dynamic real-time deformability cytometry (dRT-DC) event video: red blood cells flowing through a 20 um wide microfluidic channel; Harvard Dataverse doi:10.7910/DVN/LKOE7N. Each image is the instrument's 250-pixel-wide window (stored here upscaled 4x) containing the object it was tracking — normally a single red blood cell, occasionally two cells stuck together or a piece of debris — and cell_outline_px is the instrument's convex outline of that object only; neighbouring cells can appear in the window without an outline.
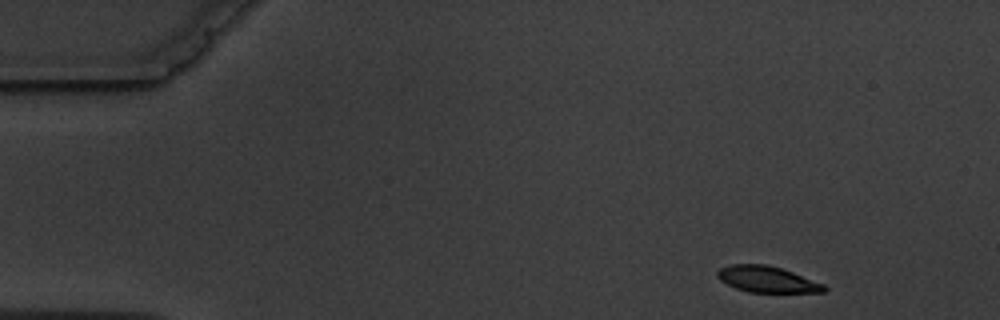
{"species": "common noctule bat (a hibernating species)", "species_latin": "Nyctalus noctula", "temperature_condition": "warm", "stored_images_in_passage": 3, "camera_frame_rate_fps": 3000, "um_per_image_px": 0.085, "animal": {"sex": "male", "body_mass_g": 19.5, "forearm_length_mm": 54.6}, "frame": {"image": 1, "passage_image": 1, "time_ms": 0.0, "image_size_px": [1000, 320], "cell_outline_px": [[828, 288], [824, 292], [748, 292], [736, 288], [720, 280], [716, 276], [716, 272], [720, 268], [732, 264], [768, 264], [792, 272], [824, 284]], "centroid_in_image_um": [65.19, 23.74], "position_along_channel_um": 19.8, "area_um2": 16.18}}
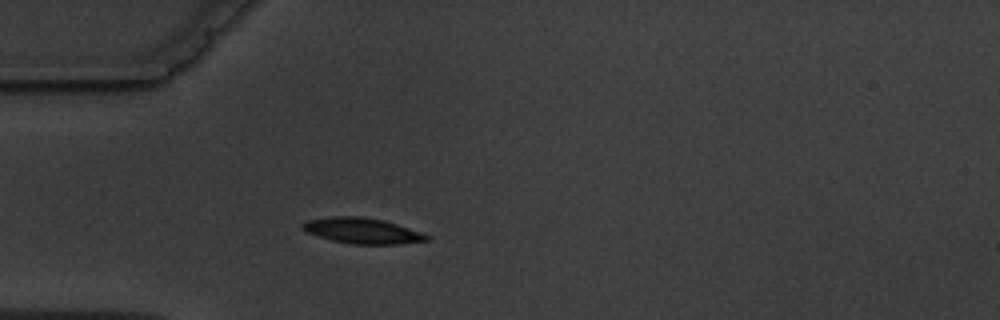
{"frame": {"image": 2, "passage_image": 3, "time_ms": 3.333, "image_size_px": [1000, 320], "cell_outline_px": [[432, 240], [400, 244], [352, 244], [332, 240], [308, 232], [300, 228], [300, 224], [308, 220], [328, 216], [360, 216], [384, 220], [432, 236]], "centroid_in_image_um": [30.81, 19.61], "position_along_channel_um": 54.2, "area_um2": 18.61}}